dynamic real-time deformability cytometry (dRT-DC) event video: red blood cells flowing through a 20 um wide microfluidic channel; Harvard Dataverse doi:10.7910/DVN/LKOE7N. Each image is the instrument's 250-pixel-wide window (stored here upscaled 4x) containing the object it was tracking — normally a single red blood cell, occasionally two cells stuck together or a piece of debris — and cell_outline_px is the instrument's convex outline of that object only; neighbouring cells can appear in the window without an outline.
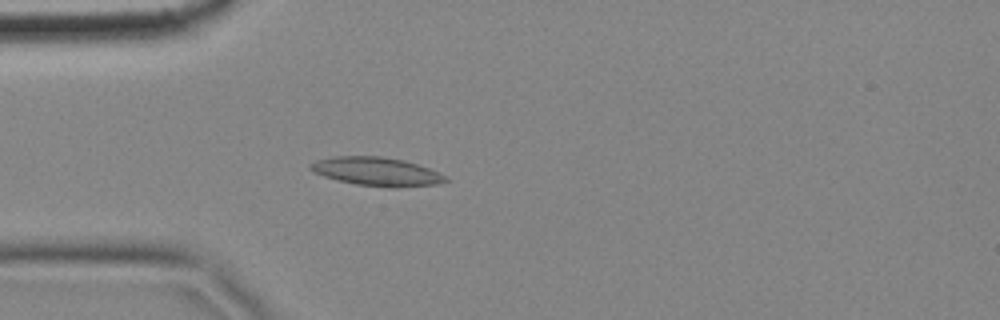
{"species": "common noctule bat (a hibernating species)", "species_latin": "Nyctalus noctula", "temperature_condition": "cold", "stored_images_in_passage": 4, "camera_frame_rate_fps": 3000, "um_per_image_px": 0.085, "animal": {"sex": "female", "body_mass_g": 18.4}, "frame": {"image": 1, "passage_image": 4, "time_ms": 1.0, "image_size_px": [1000, 320], "cell_outline_px": [[448, 180], [436, 184], [396, 188], [388, 188], [356, 184], [336, 180], [324, 176], [308, 168], [308, 164], [316, 160], [336, 156], [380, 156], [404, 160], [428, 168], [444, 176]], "centroid_in_image_um": [31.97, 14.58], "position_along_channel_um": 53.0, "area_um2": 22.37}}